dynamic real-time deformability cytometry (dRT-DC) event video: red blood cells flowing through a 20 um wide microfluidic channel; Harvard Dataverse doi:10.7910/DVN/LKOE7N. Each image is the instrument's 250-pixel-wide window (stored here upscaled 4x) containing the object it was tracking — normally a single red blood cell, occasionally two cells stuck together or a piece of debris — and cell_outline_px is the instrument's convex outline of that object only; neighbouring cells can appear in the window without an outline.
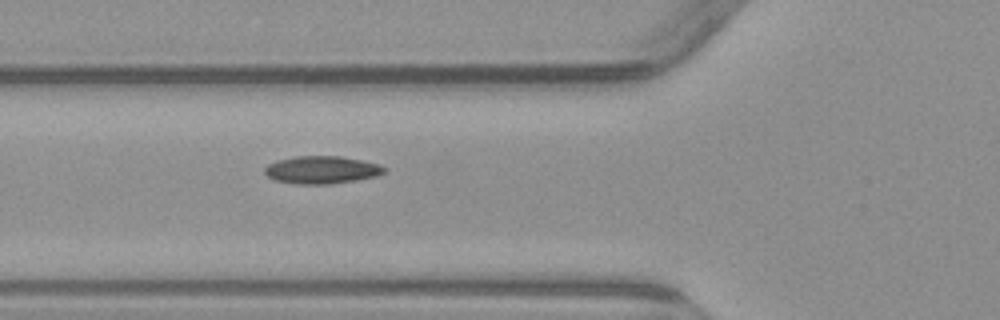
{"species": "common noctule bat (a hibernating species)", "species_latin": "Nyctalus noctula", "temperature_condition": "warm", "stored_images_in_passage": 4, "camera_frame_rate_fps": 3000, "um_per_image_px": 0.085, "animal": {"sex": "male", "body_mass_g": 23.1, "forearm_length_mm": 52.7}, "frame": {"image": 1, "passage_image": 4, "time_ms": 6.333, "image_size_px": [1000, 320], "cell_outline_px": [[388, 168], [384, 172], [376, 176], [356, 180], [328, 184], [296, 184], [276, 180], [268, 176], [264, 172], [264, 168], [268, 164], [276, 160], [296, 156], [340, 156], [380, 164]], "centroid_in_image_um": [27.34, 14.43], "position_along_channel_um": 98.5, "area_um2": 19.25}}